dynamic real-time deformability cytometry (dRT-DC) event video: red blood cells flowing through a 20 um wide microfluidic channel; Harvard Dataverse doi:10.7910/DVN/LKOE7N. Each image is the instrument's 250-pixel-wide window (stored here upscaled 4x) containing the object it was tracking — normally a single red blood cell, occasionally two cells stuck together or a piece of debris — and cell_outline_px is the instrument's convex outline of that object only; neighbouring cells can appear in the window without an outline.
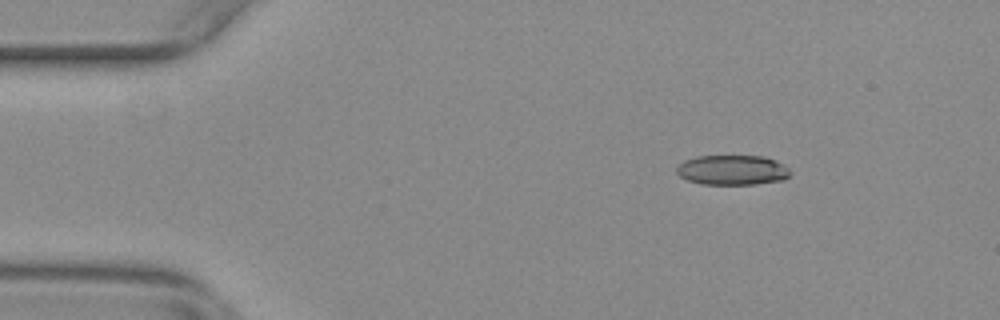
{"species": "common noctule bat (a hibernating species)", "species_latin": "Nyctalus noctula", "temperature_condition": "warm", "stored_images_in_passage": 3, "camera_frame_rate_fps": 3000, "um_per_image_px": 0.085, "animal": {"sex": "female", "body_mass_g": 29.2, "forearm_length_mm": 56.3}, "frame": {"image": 1, "passage_image": 3, "time_ms": 0.667, "image_size_px": [1000, 320], "cell_outline_px": [[792, 172], [784, 180], [756, 184], [700, 184], [688, 180], [680, 176], [676, 172], [676, 168], [684, 160], [696, 156], [764, 156], [784, 164]], "centroid_in_image_um": [62.26, 14.45], "position_along_channel_um": 22.7, "area_um2": 19.88}}